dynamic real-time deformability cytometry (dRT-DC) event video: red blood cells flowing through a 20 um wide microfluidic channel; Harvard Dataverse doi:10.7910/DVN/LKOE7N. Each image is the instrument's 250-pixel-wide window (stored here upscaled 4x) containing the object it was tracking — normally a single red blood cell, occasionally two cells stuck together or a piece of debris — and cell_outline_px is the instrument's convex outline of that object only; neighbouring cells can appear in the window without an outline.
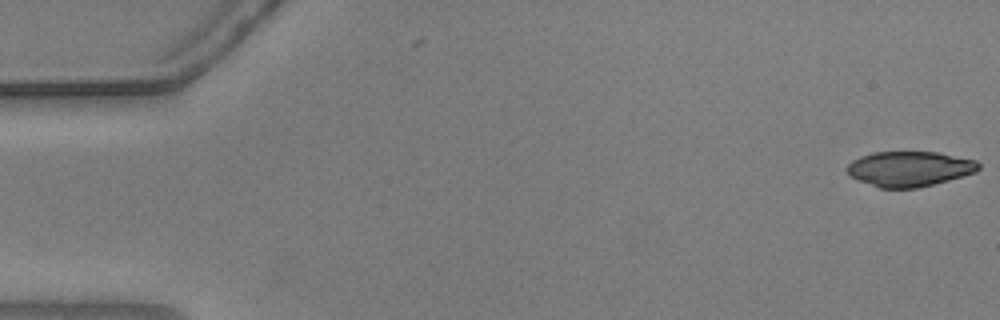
{"species": "common noctule bat (a hibernating species)", "species_latin": "Nyctalus noctula", "temperature_condition": "warm", "stored_images_in_passage": 2, "camera_frame_rate_fps": 3000, "um_per_image_px": 0.085, "animal": {"sex": "male", "body_mass_g": 20.5, "forearm_length_mm": 52.5}, "frame": {"image": 1, "passage_image": 2, "time_ms": 0.333, "image_size_px": [1000, 320], "cell_outline_px": [[980, 168], [976, 172], [948, 180], [916, 188], [880, 188], [848, 176], [844, 168], [852, 160], [860, 156], [872, 152], [936, 152], [976, 160], [980, 164]], "centroid_in_image_um": [77.26, 14.34], "position_along_channel_um": 7.7, "area_um2": 26.99}}